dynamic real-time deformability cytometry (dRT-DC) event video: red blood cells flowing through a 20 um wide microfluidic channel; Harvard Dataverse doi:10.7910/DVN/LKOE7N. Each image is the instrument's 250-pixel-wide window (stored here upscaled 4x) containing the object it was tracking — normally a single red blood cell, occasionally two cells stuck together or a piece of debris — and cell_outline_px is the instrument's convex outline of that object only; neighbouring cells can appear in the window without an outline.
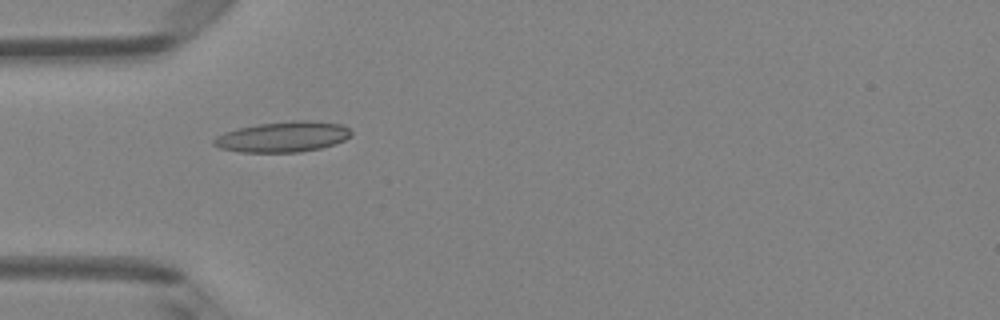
{"species": "Egyptian fruit bat (a non-hibernating species)", "species_latin": "Rousettus aegyptiacus", "temperature_condition": "room temperature", "stored_images_in_passage": 3, "camera_frame_rate_fps": 3000, "um_per_image_px": 0.085, "animal": {"sex": "female"}, "frame": {"image": 1, "passage_image": 2, "time_ms": 1.333, "image_size_px": [1000, 320], "cell_outline_px": [[352, 136], [344, 140], [320, 148], [300, 152], [240, 152], [220, 148], [212, 144], [212, 140], [216, 136], [224, 132], [240, 128], [260, 124], [292, 120], [312, 120], [340, 124], [348, 128], [352, 132]], "centroid_in_image_um": [24.04, 11.62], "position_along_channel_um": 61.0, "area_um2": 24.39}}
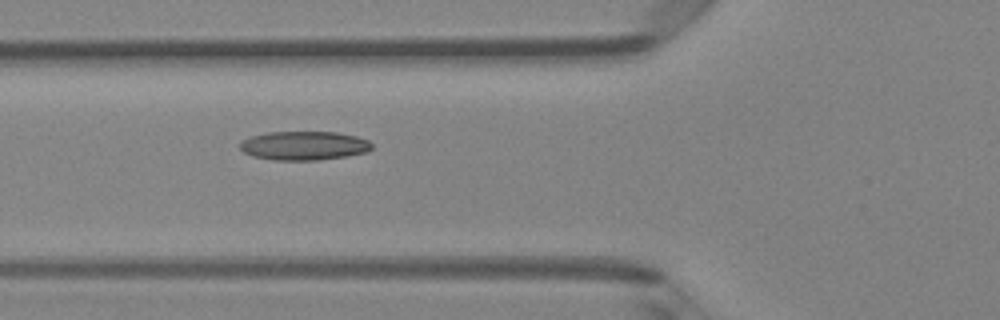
{"frame": {"image": 2, "passage_image": 3, "time_ms": 2.333, "image_size_px": [1000, 320], "cell_outline_px": [[372, 148], [368, 152], [348, 156], [316, 160], [272, 160], [252, 156], [244, 152], [240, 148], [240, 144], [244, 140], [252, 136], [268, 132], [336, 132], [356, 136], [368, 140], [372, 144]], "centroid_in_image_um": [25.87, 12.38], "position_along_channel_um": 99.9, "area_um2": 22.2}}